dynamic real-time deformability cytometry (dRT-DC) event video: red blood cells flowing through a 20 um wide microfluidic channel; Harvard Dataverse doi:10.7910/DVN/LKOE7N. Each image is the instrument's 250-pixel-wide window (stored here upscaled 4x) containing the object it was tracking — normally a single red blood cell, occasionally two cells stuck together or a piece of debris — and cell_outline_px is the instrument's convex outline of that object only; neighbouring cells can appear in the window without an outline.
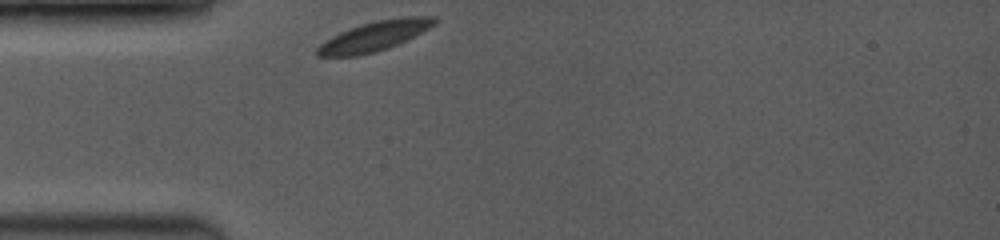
{"species": "common noctule bat (a hibernating species)", "species_latin": "Nyctalus noctula", "temperature_condition": "room temperature", "stored_images_in_passage": 23, "camera_frame_rate_fps": 3500, "um_per_image_px": 0.085, "animal": {"sex": "female", "body_mass_g": 19.0, "forearm_length_mm": 53.3}, "frame": {"image": 1, "passage_image": 1, "time_ms": 0.0, "image_size_px": [1000, 240], "cell_outline_px": [[436, 24], [388, 48], [376, 52], [356, 56], [316, 56], [316, 48], [320, 44], [332, 36], [348, 28], [376, 20], [408, 16], [436, 16]], "centroid_in_image_um": [31.79, 3.07], "position_along_channel_um": 53.2, "area_um2": 20.06}}
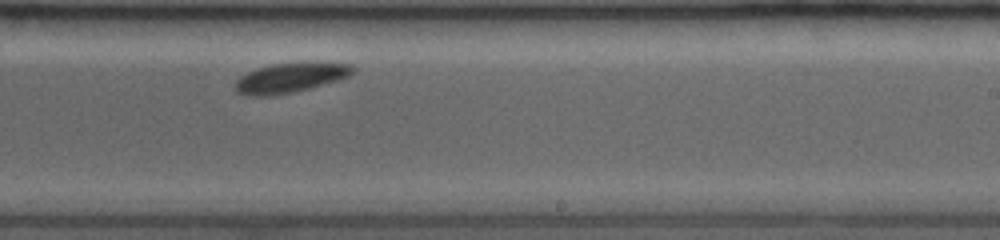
{"frame": {"image": 2, "passage_image": 14, "time_ms": 5.714, "image_size_px": [1000, 240], "cell_outline_px": [[356, 68], [348, 76], [336, 80], [308, 88], [292, 92], [264, 96], [248, 96], [236, 92], [236, 80], [240, 76], [256, 68], [272, 64], [300, 60], [304, 60], [352, 64]], "centroid_in_image_um": [24.68, 6.55], "position_along_channel_um": 264.3, "area_um2": 20.69}}
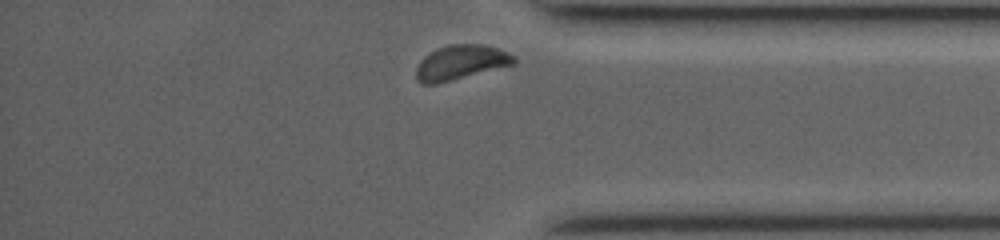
{"frame": {"image": 3, "passage_image": 23, "time_ms": 9.143, "image_size_px": [1000, 240], "cell_outline_px": [[516, 64], [436, 84], [420, 84], [416, 80], [416, 68], [420, 60], [424, 56], [436, 48], [448, 44], [484, 44], [508, 52], [516, 56]], "centroid_in_image_um": [39.16, 5.3], "position_along_channel_um": 396.0, "area_um2": 19.94}, "authors_computed_cell_mechanics": {"area_um2": 20.4612, "velocity_mm_per_s": 3.85, "shape_relaxation_time_tau1_ms": 0.299, "shape_relaxation_time_tau2_ms": null, "deformation_change_tau1": 0.0614, "deformation_change_tau2": null}}